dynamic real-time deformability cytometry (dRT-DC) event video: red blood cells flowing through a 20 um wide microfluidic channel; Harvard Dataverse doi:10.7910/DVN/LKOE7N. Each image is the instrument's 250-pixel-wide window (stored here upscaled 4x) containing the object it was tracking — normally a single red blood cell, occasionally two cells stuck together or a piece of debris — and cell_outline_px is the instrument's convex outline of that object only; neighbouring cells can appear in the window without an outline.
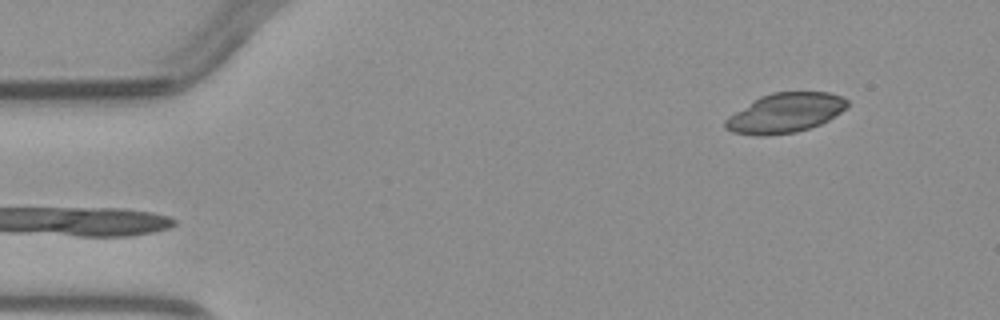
{"species": "common noctule bat (a hibernating species)", "species_latin": "Nyctalus noctula", "temperature_condition": "warm", "stored_images_in_passage": 2, "camera_frame_rate_fps": 3000, "um_per_image_px": 0.085, "animal": {"sex": "male", "body_mass_g": 23.1, "forearm_length_mm": 52.7}, "frame": {"image": 1, "passage_image": 2, "time_ms": 1.0, "image_size_px": [1000, 320], "cell_outline_px": [[848, 108], [828, 120], [820, 124], [796, 132], [764, 136], [756, 136], [732, 132], [724, 128], [724, 120], [728, 116], [752, 100], [760, 96], [772, 92], [828, 92], [840, 96], [848, 100]], "centroid_in_image_um": [66.71, 9.6], "position_along_channel_um": 18.3, "area_um2": 28.32}}